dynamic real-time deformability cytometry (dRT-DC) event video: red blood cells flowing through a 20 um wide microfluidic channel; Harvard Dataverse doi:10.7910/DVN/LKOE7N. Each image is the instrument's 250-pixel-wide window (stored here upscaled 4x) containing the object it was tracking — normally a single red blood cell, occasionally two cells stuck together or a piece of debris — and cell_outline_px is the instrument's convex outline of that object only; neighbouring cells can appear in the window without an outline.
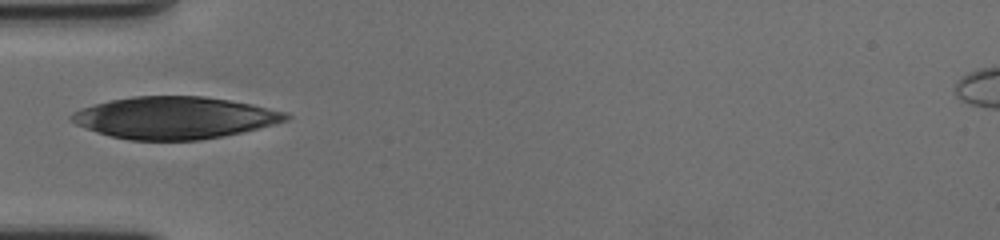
{"species": "human", "species_latin": "Homo sapiens", "temperature_condition": "cold", "stored_images_in_passage": 41, "camera_frame_rate_fps": 3000, "um_per_image_px": 0.085, "donor": {"sex": "female"}, "frame": {"image": 1, "passage_image": 1, "time_ms": 0.0, "image_size_px": [1000, 240], "cell_outline_px": [[292, 116], [288, 120], [260, 128], [244, 132], [224, 136], [200, 140], [128, 140], [96, 132], [84, 128], [76, 124], [68, 116], [72, 112], [80, 108], [112, 100], [132, 96], [204, 96], [232, 100], [252, 104], [288, 112]], "centroid_in_image_um": [14.87, 10.01], "position_along_channel_um": 70.1, "area_um2": 52.83}}
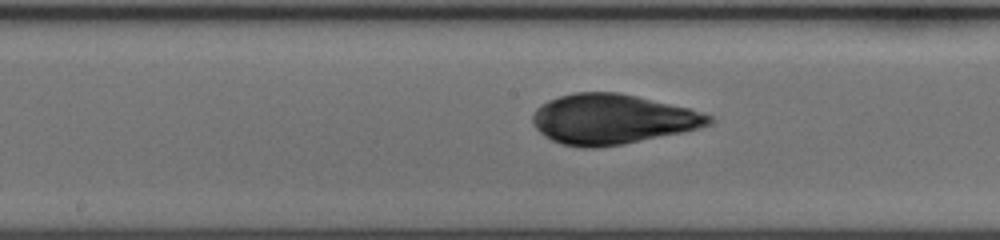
{"frame": {"image": 2, "passage_image": 12, "time_ms": 3.667, "image_size_px": [1000, 240], "cell_outline_px": [[716, 120], [712, 124], [680, 132], [620, 144], [596, 148], [580, 148], [560, 144], [544, 136], [532, 124], [532, 116], [536, 108], [540, 104], [548, 100], [560, 96], [576, 92], [620, 92], [688, 108], [712, 116]], "centroid_in_image_um": [51.99, 10.12], "position_along_channel_um": 196.2, "area_um2": 51.15}}
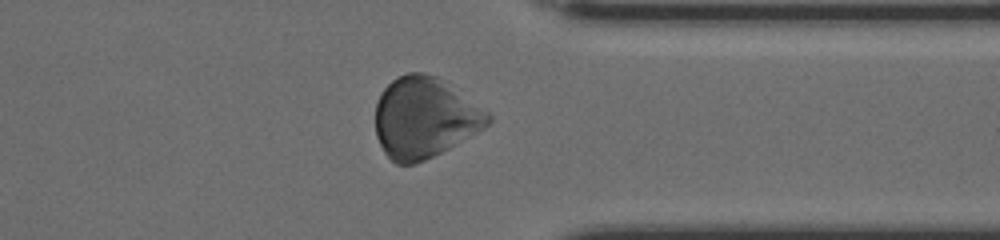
{"frame": {"image": 3, "passage_image": 28, "time_ms": 9.0, "image_size_px": [1000, 240], "cell_outline_px": [[492, 120], [484, 128], [448, 148], [416, 164], [396, 164], [384, 152], [376, 136], [376, 104], [380, 92], [396, 76], [408, 72], [424, 72], [436, 76], [444, 80], [488, 112], [492, 116]], "centroid_in_image_um": [36.06, 9.98], "position_along_channel_um": 375.3, "area_um2": 52.83}}